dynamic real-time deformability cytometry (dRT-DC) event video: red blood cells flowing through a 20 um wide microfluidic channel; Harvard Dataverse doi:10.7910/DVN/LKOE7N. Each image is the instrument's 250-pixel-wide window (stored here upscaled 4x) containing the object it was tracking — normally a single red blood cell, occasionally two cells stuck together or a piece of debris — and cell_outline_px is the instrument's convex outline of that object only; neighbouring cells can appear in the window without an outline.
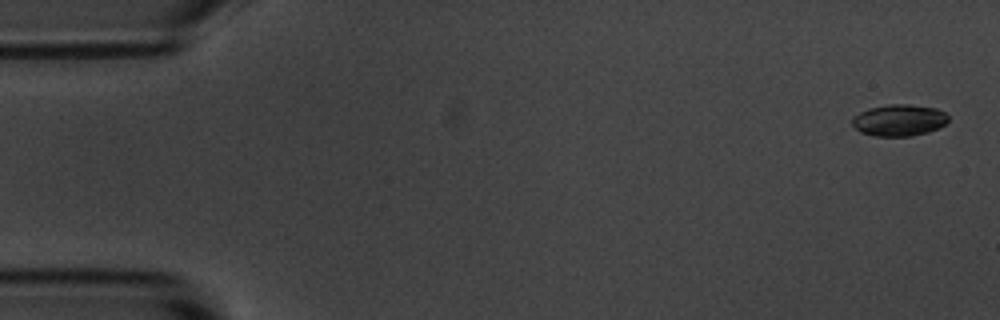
{"species": "common noctule bat (a hibernating species)", "species_latin": "Nyctalus noctula", "temperature_condition": "room temperature", "stored_images_in_passage": 5, "camera_frame_rate_fps": 3000, "um_per_image_px": 0.085, "animal": {"sex": "male", "body_mass_g": 20.1, "forearm_length_mm": 53.5}, "frame": {"image": 1, "passage_image": 1, "time_ms": 0.0, "image_size_px": [1000, 320], "cell_outline_px": [[948, 120], [940, 128], [928, 132], [912, 136], [876, 136], [860, 132], [852, 124], [852, 116], [868, 108], [892, 104], [908, 104], [936, 108], [944, 112], [948, 116]], "centroid_in_image_um": [76.42, 10.22], "position_along_channel_um": 8.6, "area_um2": 17.74}}
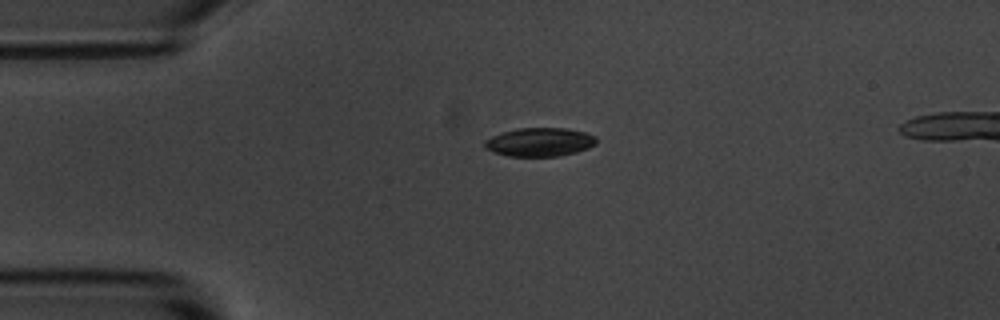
{"frame": {"image": 2, "passage_image": 4, "time_ms": 3.667, "image_size_px": [1000, 320], "cell_outline_px": [[596, 144], [588, 148], [576, 152], [560, 156], [508, 156], [492, 152], [484, 148], [484, 140], [492, 136], [516, 128], [564, 128], [584, 132], [596, 136]], "centroid_in_image_um": [45.85, 12.08], "position_along_channel_um": 39.1, "area_um2": 18.67}}